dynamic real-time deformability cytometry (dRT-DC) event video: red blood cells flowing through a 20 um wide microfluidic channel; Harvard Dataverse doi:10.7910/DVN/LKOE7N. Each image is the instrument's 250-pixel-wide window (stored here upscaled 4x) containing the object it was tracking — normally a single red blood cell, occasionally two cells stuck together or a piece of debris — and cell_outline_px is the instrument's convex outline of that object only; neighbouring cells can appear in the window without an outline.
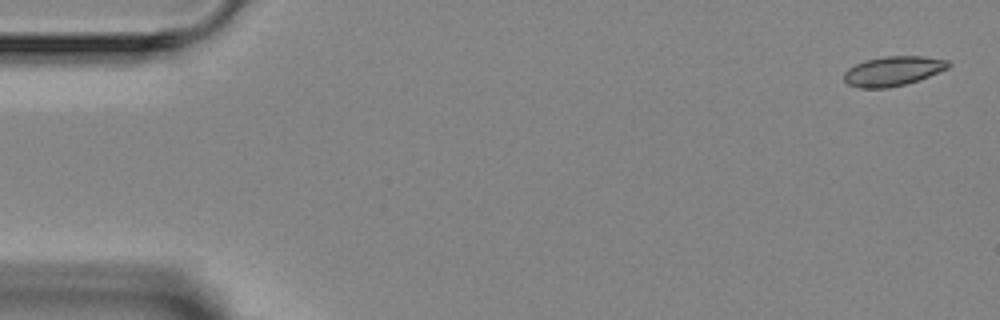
{"species": "Egyptian fruit bat (a non-hibernating species)", "species_latin": "Rousettus aegyptiacus", "temperature_condition": "room temperature", "stored_images_in_passage": 5, "camera_frame_rate_fps": 3000, "um_per_image_px": 0.085, "animal": {"sex": "female"}, "frame": {"image": 1, "passage_image": 1, "time_ms": 0.0, "image_size_px": [1000, 320], "cell_outline_px": [[952, 64], [948, 68], [928, 76], [904, 84], [888, 88], [860, 88], [848, 84], [844, 80], [844, 72], [848, 68], [864, 60], [884, 56], [924, 56], [948, 60]], "centroid_in_image_um": [75.89, 6.03], "position_along_channel_um": 9.1, "area_um2": 17.92}}
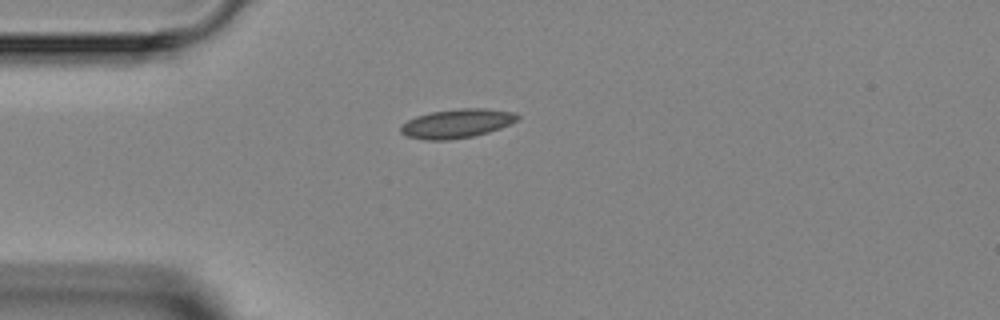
{"frame": {"image": 2, "passage_image": 4, "time_ms": 3.667, "image_size_px": [1000, 320], "cell_outline_px": [[520, 116], [516, 120], [500, 128], [488, 132], [472, 136], [448, 140], [424, 140], [408, 136], [400, 132], [400, 124], [416, 116], [428, 112], [460, 108], [484, 108], [516, 112]], "centroid_in_image_um": [38.8, 10.48], "position_along_channel_um": 46.2, "area_um2": 19.77}}